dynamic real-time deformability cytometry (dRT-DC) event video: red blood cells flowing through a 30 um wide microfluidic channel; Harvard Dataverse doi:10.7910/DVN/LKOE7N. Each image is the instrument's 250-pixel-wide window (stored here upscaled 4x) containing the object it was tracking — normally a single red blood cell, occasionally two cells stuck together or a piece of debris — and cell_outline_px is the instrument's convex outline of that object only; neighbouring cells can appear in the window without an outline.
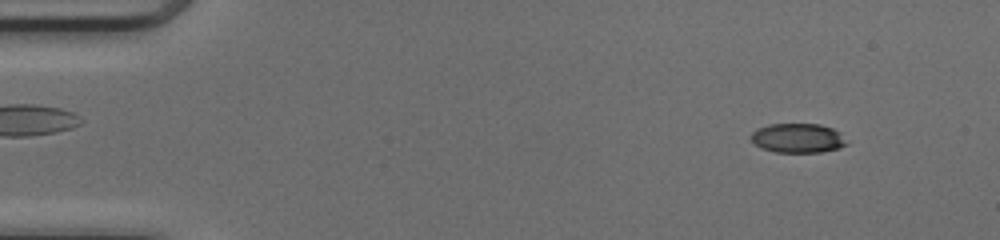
{"species": "common noctule bat (a hibernating species)", "species_latin": "Nyctalus noctula", "temperature_condition": "cold", "stored_images_in_passage": 50, "camera_frame_rate_fps": 3000, "um_per_image_px": 0.085, "animal": {"sex": "female", "body_mass_g": 17.0, "forearm_length_mm": 48.0}, "frame": {"image": 1, "passage_image": 5, "time_ms": 1.333, "image_size_px": [1000, 240], "cell_outline_px": [[848, 144], [840, 148], [820, 152], [776, 152], [760, 148], [748, 136], [756, 128], [768, 124], [820, 124], [832, 128], [840, 132]], "centroid_in_image_um": [67.79, 11.73], "position_along_channel_um": 17.2, "area_um2": 16.53}}
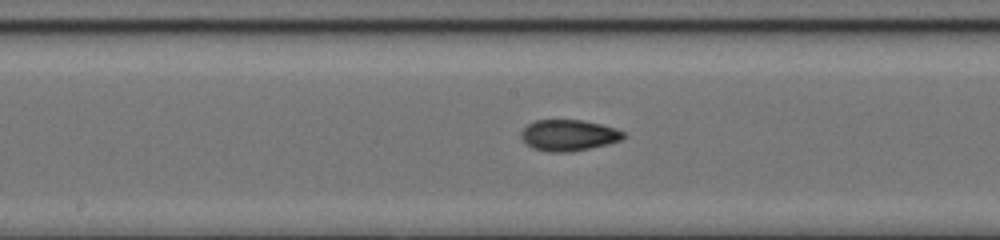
{"frame": {"image": 2, "passage_image": 26, "time_ms": 8.333, "image_size_px": [1000, 240], "cell_outline_px": [[628, 136], [620, 140], [608, 144], [568, 152], [548, 152], [532, 148], [520, 136], [520, 132], [528, 124], [536, 120], [580, 120], [600, 124], [616, 128], [628, 132]], "centroid_in_image_um": [48.37, 11.49], "position_along_channel_um": 199.8, "area_um2": 18.61}}
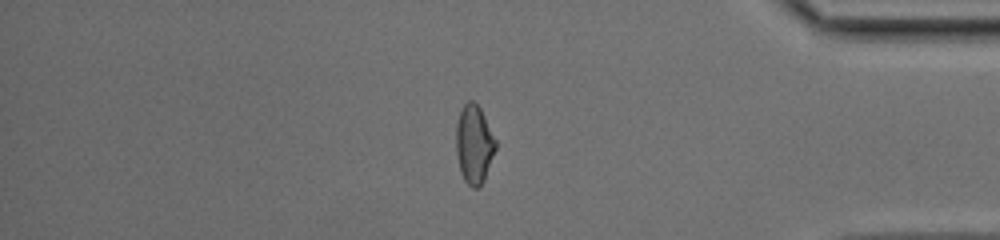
{"frame": {"image": 3, "passage_image": 42, "time_ms": 13.667, "image_size_px": [1000, 240], "cell_outline_px": [[496, 148], [484, 180], [476, 188], [472, 188], [464, 180], [460, 172], [456, 152], [456, 124], [460, 112], [464, 104], [468, 100], [472, 100], [480, 108], [496, 140]], "centroid_in_image_um": [40.28, 12.26], "position_along_channel_um": 394.9, "area_um2": 17.98}, "authors_computed_cell_mechanics": {"area_um2": 17.9758, "velocity_mm_per_s": 4.1963, "shape_relaxation_time_tau1_ms": null, "shape_relaxation_time_tau2_ms": 2.5611, "deformation_change_tau1": null, "deformation_change_tau2": 0.0866}}